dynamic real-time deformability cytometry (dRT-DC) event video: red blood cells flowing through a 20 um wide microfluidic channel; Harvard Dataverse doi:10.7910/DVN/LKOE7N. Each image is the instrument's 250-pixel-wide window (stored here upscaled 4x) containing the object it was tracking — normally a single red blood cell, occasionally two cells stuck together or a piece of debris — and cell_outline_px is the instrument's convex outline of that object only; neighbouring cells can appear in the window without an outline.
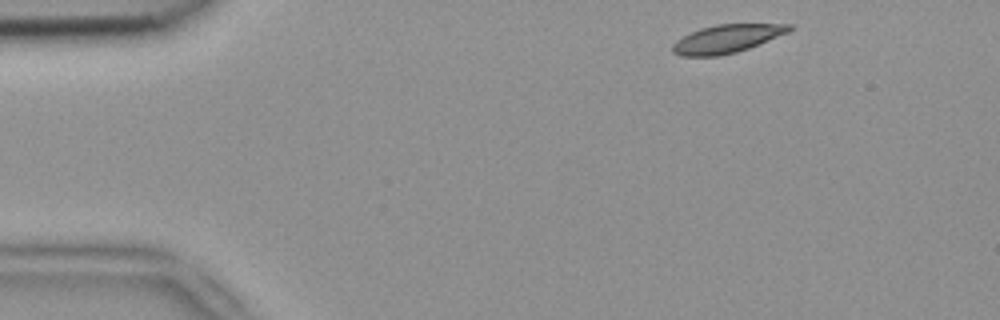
{"species": "common noctule bat (a hibernating species)", "species_latin": "Nyctalus noctula", "temperature_condition": "room temperature", "stored_images_in_passage": 4, "camera_frame_rate_fps": 3000, "um_per_image_px": 0.085, "animal": {"sex": "female", "body_mass_g": 18.4}, "frame": {"image": 1, "passage_image": 1, "time_ms": 0.0, "image_size_px": [1000, 320], "cell_outline_px": [[792, 28], [788, 32], [748, 48], [736, 52], [720, 56], [680, 56], [672, 52], [672, 44], [676, 40], [700, 28], [716, 24], [792, 24]], "centroid_in_image_um": [61.74, 3.3], "position_along_channel_um": 23.3, "area_um2": 19.02}}
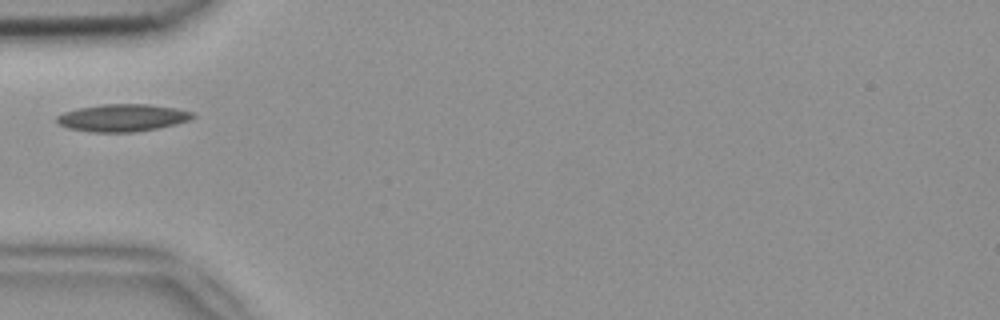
{"frame": {"image": 2, "passage_image": 4, "time_ms": 1.0, "image_size_px": [1000, 320], "cell_outline_px": [[196, 116], [188, 120], [176, 124], [136, 132], [88, 132], [68, 128], [56, 124], [56, 116], [64, 112], [80, 108], [100, 104], [148, 104], [176, 108], [196, 112]], "centroid_in_image_um": [10.41, 10.01], "position_along_channel_um": 74.6, "area_um2": 21.85}}